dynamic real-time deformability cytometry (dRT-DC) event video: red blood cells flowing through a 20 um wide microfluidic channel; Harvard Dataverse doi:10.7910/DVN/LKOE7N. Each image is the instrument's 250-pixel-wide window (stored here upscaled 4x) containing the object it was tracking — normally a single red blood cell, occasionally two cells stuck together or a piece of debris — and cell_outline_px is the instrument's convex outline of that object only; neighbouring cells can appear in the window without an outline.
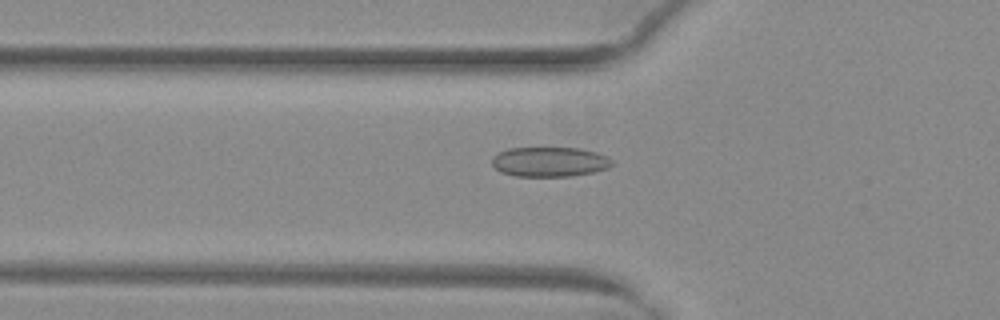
{"species": "common noctule bat (a hibernating species)", "species_latin": "Nyctalus noctula", "temperature_condition": "warm", "stored_images_in_passage": 52, "camera_frame_rate_fps": 3000, "um_per_image_px": 0.085, "animal": {"sex": "female", "body_mass_g": 29.2, "forearm_length_mm": 56.3}, "frame": {"image": 1, "passage_image": 19, "time_ms": 6.0, "image_size_px": [1000, 320], "cell_outline_px": [[612, 164], [608, 168], [592, 172], [572, 176], [516, 176], [500, 172], [492, 164], [492, 156], [508, 148], [580, 148], [596, 152], [608, 156], [612, 160]], "centroid_in_image_um": [46.72, 13.75], "position_along_channel_um": 79.1, "area_um2": 20.81}}
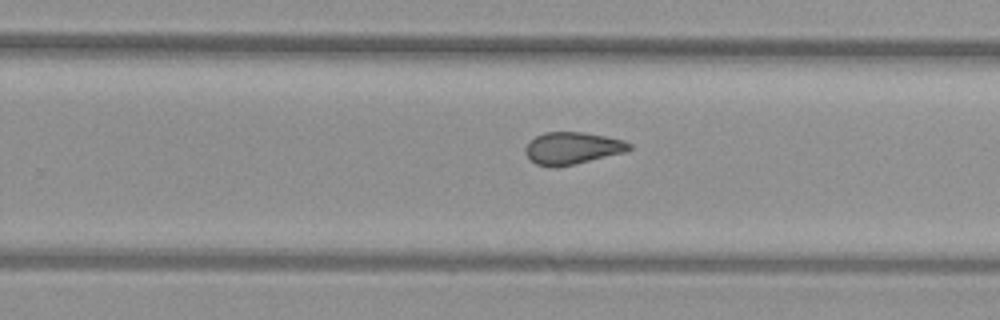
{"frame": {"image": 2, "passage_image": 34, "time_ms": 11.0, "image_size_px": [1000, 320], "cell_outline_px": [[632, 148], [628, 152], [556, 168], [548, 168], [536, 164], [524, 152], [524, 148], [536, 136], [544, 132], [584, 132], [624, 140], [632, 144]], "centroid_in_image_um": [48.67, 12.61], "position_along_channel_um": 281.1, "area_um2": 19.65}}
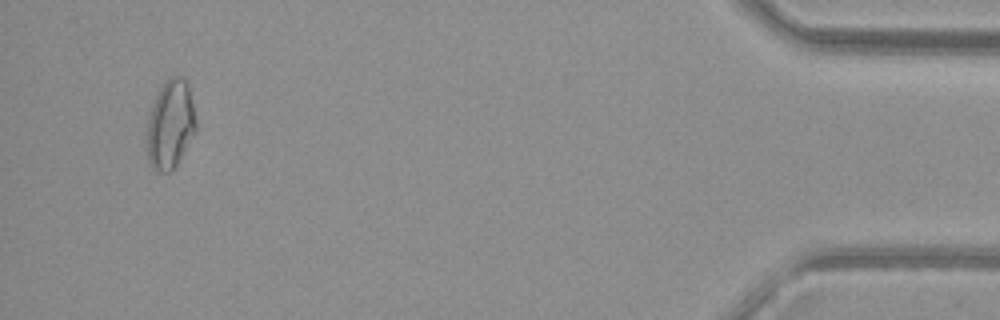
{"frame": {"image": 3, "passage_image": 50, "time_ms": 16.333, "image_size_px": [1000, 320], "cell_outline_px": [[196, 132], [176, 164], [168, 172], [160, 172], [152, 168], [148, 160], [148, 120], [152, 104], [160, 88], [172, 76], [184, 76], [188, 84], [196, 120]], "centroid_in_image_um": [14.5, 10.56], "position_along_channel_um": 420.7, "area_um2": 24.91}, "authors_computed_cell_mechanics": {"area_um2": 21.1837, "velocity_mm_per_s": 4.0329, "shape_relaxation_time_tau1_ms": null, "shape_relaxation_time_tau2_ms": 1.8751, "deformation_change_tau1": null, "deformation_change_tau2": 0.0804}}